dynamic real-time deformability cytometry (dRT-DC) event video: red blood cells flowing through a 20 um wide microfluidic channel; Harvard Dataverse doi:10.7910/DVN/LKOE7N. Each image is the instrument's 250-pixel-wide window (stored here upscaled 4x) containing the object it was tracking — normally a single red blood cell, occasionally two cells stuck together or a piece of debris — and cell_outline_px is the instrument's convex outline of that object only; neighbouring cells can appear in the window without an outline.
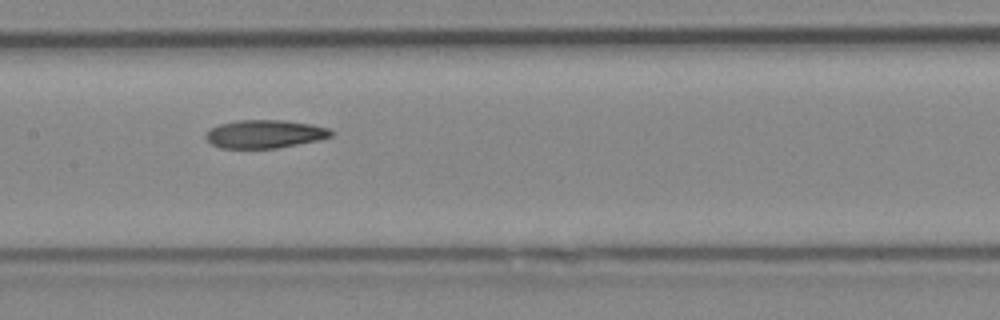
{"species": "Egyptian fruit bat (a non-hibernating species)", "species_latin": "Rousettus aegyptiacus", "temperature_condition": "cold", "stored_images_in_passage": 8, "camera_frame_rate_fps": 3000, "um_per_image_px": 0.085, "animal": {"sex": "female"}, "frame": {"image": 1, "passage_image": 7, "time_ms": 2.0, "image_size_px": [1000, 320], "cell_outline_px": [[332, 136], [320, 140], [276, 148], [220, 148], [212, 144], [204, 136], [212, 128], [220, 124], [236, 120], [284, 120], [312, 124], [328, 128], [332, 132]], "centroid_in_image_um": [22.52, 11.39], "position_along_channel_um": 184.9, "area_um2": 20.52}}
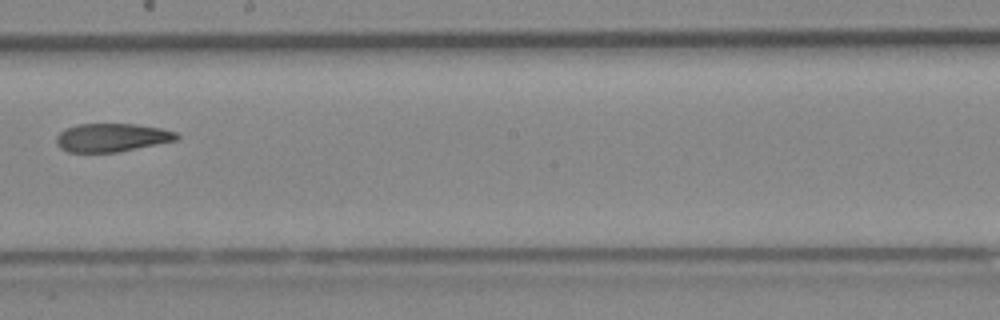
{"frame": {"image": 2, "passage_image": 8, "time_ms": 2.333, "image_size_px": [1000, 320], "cell_outline_px": [[180, 136], [176, 140], [116, 152], [68, 152], [60, 148], [56, 144], [56, 136], [64, 128], [76, 124], [136, 124], [160, 128], [176, 132]], "centroid_in_image_um": [9.45, 11.68], "position_along_channel_um": 238.7, "area_um2": 19.83}}